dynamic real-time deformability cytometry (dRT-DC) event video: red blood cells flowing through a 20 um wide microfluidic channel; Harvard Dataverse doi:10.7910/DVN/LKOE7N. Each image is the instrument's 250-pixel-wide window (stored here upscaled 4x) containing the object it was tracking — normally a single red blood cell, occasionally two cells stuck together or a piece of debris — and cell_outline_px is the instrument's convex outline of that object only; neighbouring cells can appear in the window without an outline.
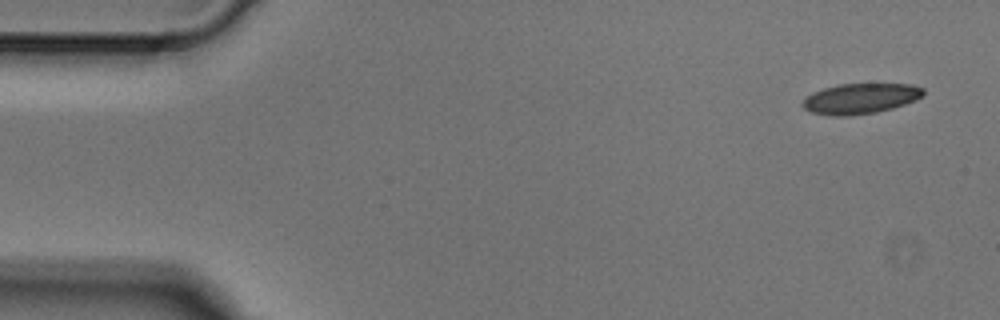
{"species": "Egyptian fruit bat (a non-hibernating species)", "species_latin": "Rousettus aegyptiacus", "temperature_condition": "cold", "stored_images_in_passage": 4, "camera_frame_rate_fps": 3000, "um_per_image_px": 0.085, "animal": {"sex": "male"}, "frame": {"image": 1, "passage_image": 1, "time_ms": 0.0, "image_size_px": [1000, 320], "cell_outline_px": [[924, 96], [916, 100], [892, 108], [876, 112], [848, 116], [828, 116], [812, 112], [804, 108], [800, 104], [812, 92], [824, 88], [840, 84], [912, 84], [924, 88]], "centroid_in_image_um": [73.14, 8.38], "position_along_channel_um": 11.9, "area_um2": 21.44}}
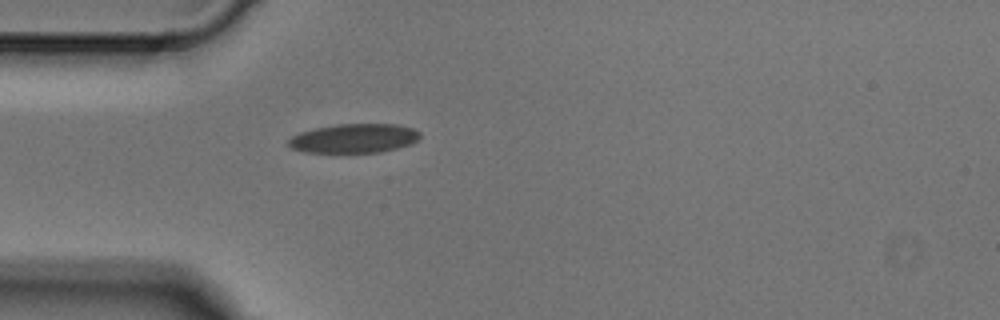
{"frame": {"image": 2, "passage_image": 4, "time_ms": 1.0, "image_size_px": [1000, 320], "cell_outline_px": [[420, 136], [412, 144], [380, 152], [304, 152], [292, 148], [288, 144], [288, 140], [292, 136], [300, 132], [316, 128], [336, 124], [396, 124], [412, 128], [420, 132]], "centroid_in_image_um": [30.1, 11.75], "position_along_channel_um": 54.9, "area_um2": 22.2}}